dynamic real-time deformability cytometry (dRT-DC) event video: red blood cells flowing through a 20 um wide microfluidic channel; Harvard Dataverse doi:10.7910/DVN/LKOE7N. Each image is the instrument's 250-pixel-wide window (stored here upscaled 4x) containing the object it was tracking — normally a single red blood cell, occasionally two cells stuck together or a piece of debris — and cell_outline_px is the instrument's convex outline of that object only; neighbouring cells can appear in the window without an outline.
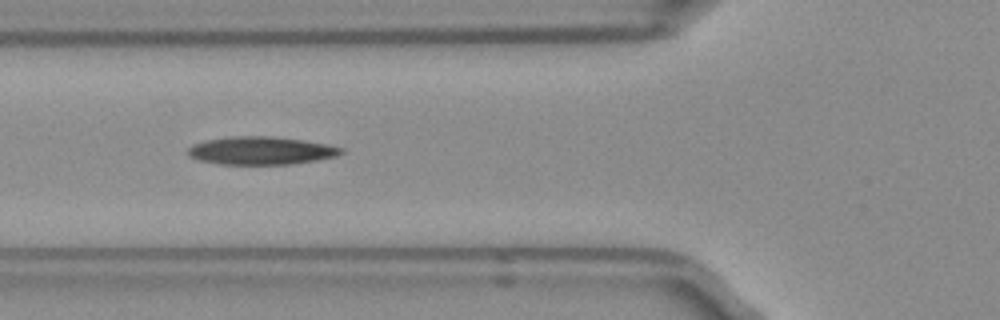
{"species": "Egyptian fruit bat (a non-hibernating species)", "species_latin": "Rousettus aegyptiacus", "temperature_condition": "room temperature", "stored_images_in_passage": 11, "camera_frame_rate_fps": 3000, "um_per_image_px": 0.085, "frame": {"image": 1, "passage_image": 7, "time_ms": 2.0, "image_size_px": [1000, 320], "cell_outline_px": [[344, 152], [336, 156], [316, 160], [288, 164], [220, 164], [200, 160], [188, 156], [188, 148], [192, 144], [208, 140], [228, 136], [272, 136], [300, 140], [324, 144], [344, 148]], "centroid_in_image_um": [22.15, 12.8], "position_along_channel_um": 103.6, "area_um2": 24.74}}